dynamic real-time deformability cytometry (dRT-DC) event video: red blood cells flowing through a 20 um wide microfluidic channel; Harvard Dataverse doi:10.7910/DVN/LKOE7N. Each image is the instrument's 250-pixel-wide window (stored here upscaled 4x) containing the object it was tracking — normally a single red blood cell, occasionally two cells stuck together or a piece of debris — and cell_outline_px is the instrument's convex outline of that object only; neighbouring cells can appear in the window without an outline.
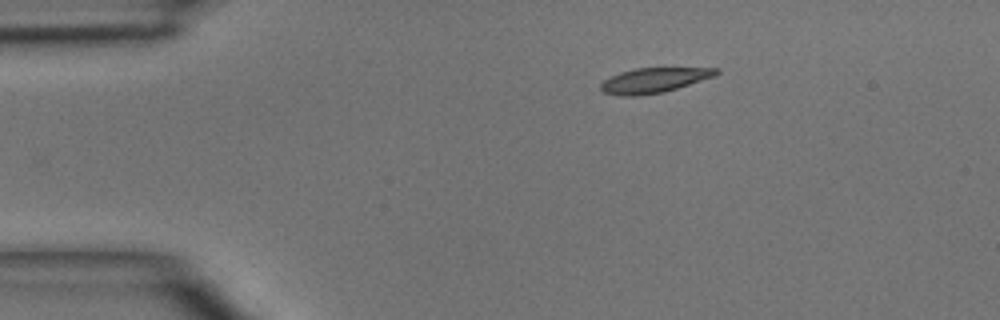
{"species": "common noctule bat (a hibernating species)", "species_latin": "Nyctalus noctula", "temperature_condition": "room temperature", "stored_images_in_passage": 5, "camera_frame_rate_fps": 3000, "um_per_image_px": 0.085, "animal": {"sex": "male", "body_mass_g": 15.6}, "frame": {"image": 1, "passage_image": 1, "time_ms": 0.0, "image_size_px": [1000, 320], "cell_outline_px": [[720, 72], [716, 76], [664, 92], [636, 96], [620, 96], [604, 92], [600, 88], [600, 84], [604, 80], [620, 72], [636, 68], [720, 68]], "centroid_in_image_um": [55.61, 6.82], "position_along_channel_um": 29.4, "area_um2": 16.76}}
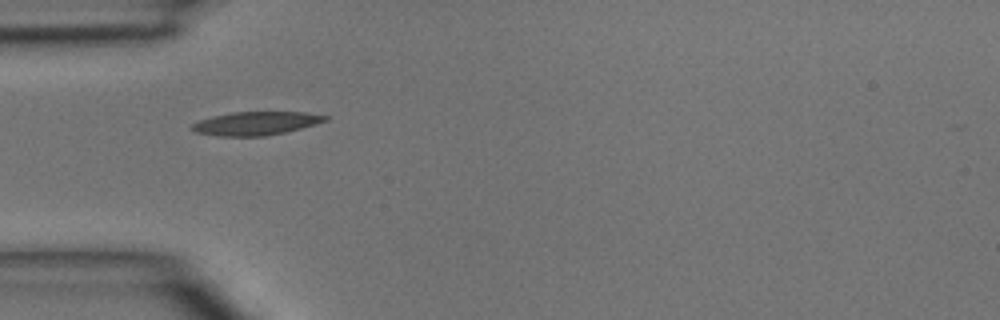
{"frame": {"image": 2, "passage_image": 3, "time_ms": 2.0, "image_size_px": [1000, 320], "cell_outline_px": [[328, 120], [300, 128], [284, 132], [264, 136], [216, 136], [196, 132], [192, 128], [192, 124], [200, 120], [212, 116], [232, 112], [304, 112], [328, 116]], "centroid_in_image_um": [21.73, 10.48], "position_along_channel_um": 63.3, "area_um2": 17.98}}